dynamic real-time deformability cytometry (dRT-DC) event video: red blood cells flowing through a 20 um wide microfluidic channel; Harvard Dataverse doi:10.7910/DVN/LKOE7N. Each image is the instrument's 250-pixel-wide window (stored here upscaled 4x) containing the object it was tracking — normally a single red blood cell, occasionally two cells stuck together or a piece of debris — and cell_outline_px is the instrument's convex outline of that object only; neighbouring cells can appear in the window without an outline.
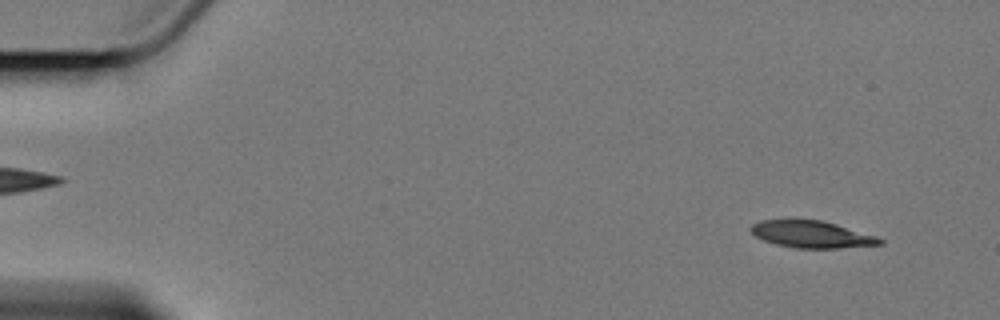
{"species": "Egyptian fruit bat (a non-hibernating species)", "species_latin": "Rousettus aegyptiacus", "temperature_condition": "cold", "stored_images_in_passage": 5, "segment_of_instrument_passage": [1, 2], "camera_frame_rate_fps": 3000, "um_per_image_px": 0.085, "animal": {"sex": "female"}, "frame": {"image": 1, "passage_image": 1, "time_ms": 0.0, "image_size_px": [1000, 320], "cell_outline_px": [[884, 244], [836, 248], [796, 248], [776, 244], [764, 240], [756, 236], [748, 228], [752, 224], [760, 220], [788, 216], [792, 216], [824, 220], [880, 236], [884, 240]], "centroid_in_image_um": [68.98, 19.85], "position_along_channel_um": 16.0, "area_um2": 21.44}}